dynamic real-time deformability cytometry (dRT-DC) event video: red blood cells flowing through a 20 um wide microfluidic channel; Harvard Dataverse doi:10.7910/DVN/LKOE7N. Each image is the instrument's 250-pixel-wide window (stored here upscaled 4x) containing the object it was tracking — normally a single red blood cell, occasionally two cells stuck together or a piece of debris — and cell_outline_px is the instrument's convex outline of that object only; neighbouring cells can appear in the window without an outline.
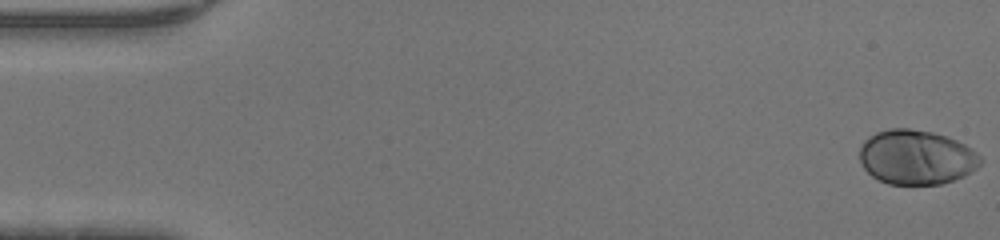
{"species": "human", "species_latin": "Homo sapiens", "temperature_condition": "warm", "stored_images_in_passage": 47, "camera_frame_rate_fps": 3000, "um_per_image_px": 0.085, "donor": {"sex": "male"}, "frame": {"image": 1, "passage_image": 1, "time_ms": 0.0, "image_size_px": [1000, 240], "cell_outline_px": [[984, 160], [976, 168], [964, 176], [940, 184], [888, 184], [872, 176], [864, 168], [860, 160], [860, 148], [864, 140], [868, 136], [876, 132], [888, 128], [908, 128], [932, 132], [948, 136], [972, 148]], "centroid_in_image_um": [77.89, 13.35], "position_along_channel_um": 7.1, "area_um2": 38.55}}
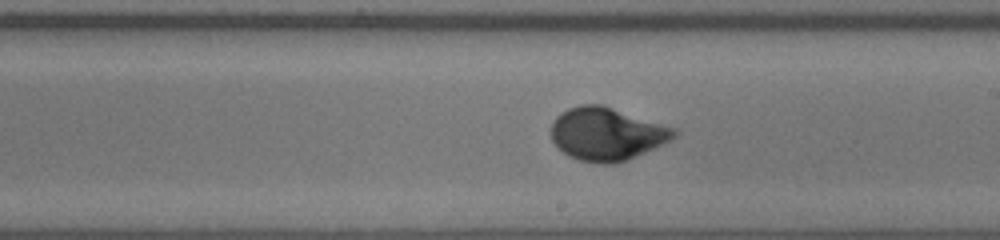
{"frame": {"image": 2, "passage_image": 27, "time_ms": 8.667, "image_size_px": [1000, 240], "cell_outline_px": [[680, 132], [672, 140], [664, 144], [636, 156], [616, 164], [600, 164], [580, 160], [568, 156], [556, 148], [552, 140], [552, 120], [560, 112], [568, 108], [580, 104], [604, 104], [676, 128]], "centroid_in_image_um": [51.58, 11.37], "position_along_channel_um": 237.4, "area_um2": 38.55}}
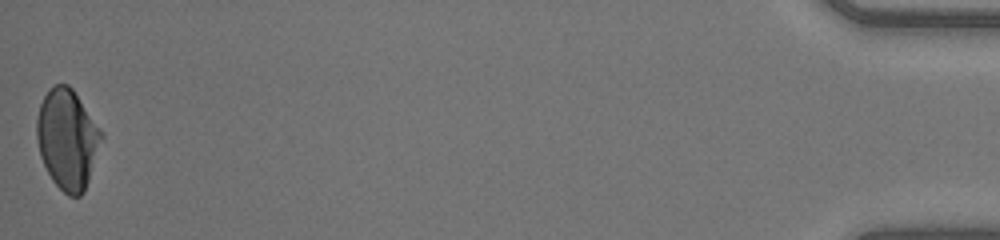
{"frame": {"image": 3, "passage_image": 47, "time_ms": 15.333, "image_size_px": [1000, 240], "cell_outline_px": [[104, 136], [84, 192], [80, 196], [68, 196], [52, 180], [40, 156], [36, 136], [36, 120], [40, 104], [48, 88], [56, 84], [68, 84], [72, 88], [104, 132]], "centroid_in_image_um": [5.74, 11.8], "position_along_channel_um": 429.5, "area_um2": 37.86}}